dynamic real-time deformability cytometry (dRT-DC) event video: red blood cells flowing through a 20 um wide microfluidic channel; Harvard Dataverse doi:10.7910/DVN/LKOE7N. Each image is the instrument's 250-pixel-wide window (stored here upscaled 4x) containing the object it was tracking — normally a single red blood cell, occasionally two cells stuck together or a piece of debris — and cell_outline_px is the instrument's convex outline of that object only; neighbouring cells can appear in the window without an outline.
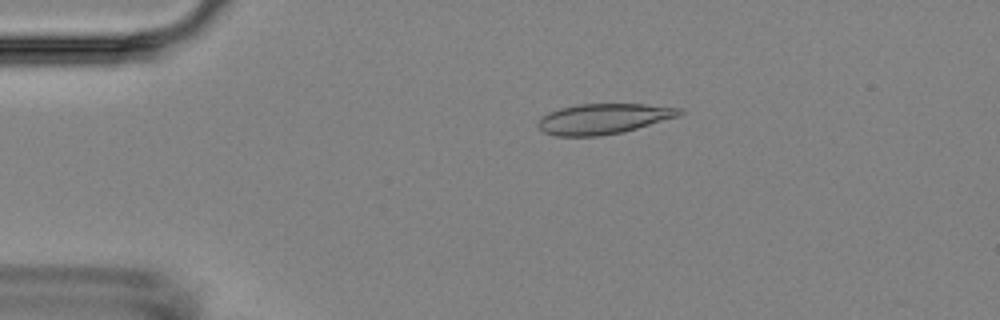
{"species": "Egyptian fruit bat (a non-hibernating species)", "species_latin": "Rousettus aegyptiacus", "temperature_condition": "room temperature", "stored_images_in_passage": 55, "camera_frame_rate_fps": 3000, "um_per_image_px": 0.085, "animal": {"sex": "female"}, "frame": {"image": 1, "passage_image": 11, "time_ms": 3.333, "image_size_px": [1000, 320], "cell_outline_px": [[684, 112], [680, 116], [624, 132], [600, 136], [556, 136], [544, 132], [536, 124], [540, 116], [548, 112], [560, 108], [576, 104], [644, 104], [684, 108]], "centroid_in_image_um": [51.31, 10.09], "position_along_channel_um": 33.7, "area_um2": 25.37}}
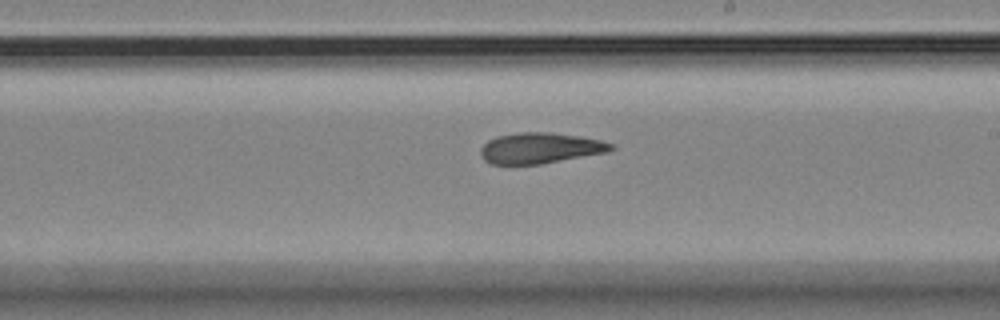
{"frame": {"image": 2, "passage_image": 32, "time_ms": 10.333, "image_size_px": [1000, 320], "cell_outline_px": [[616, 148], [608, 152], [540, 164], [492, 164], [484, 160], [480, 152], [480, 148], [488, 140], [496, 136], [520, 132], [552, 132], [580, 136], [600, 140], [616, 144]], "centroid_in_image_um": [45.94, 12.58], "position_along_channel_um": 243.1, "area_um2": 23.52}}
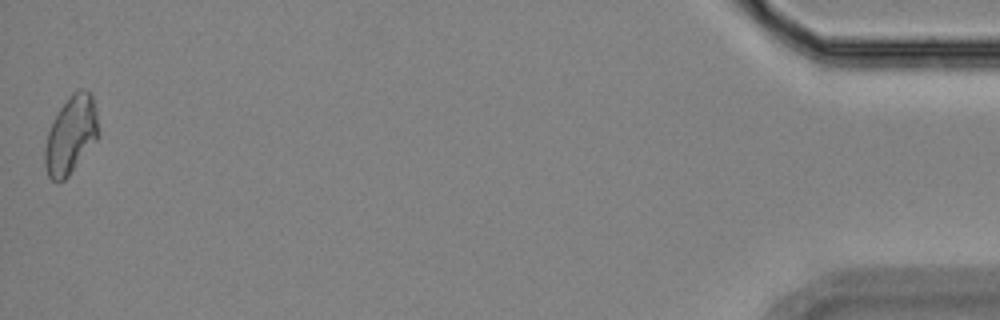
{"frame": {"image": 3, "passage_image": 55, "time_ms": 18.0, "image_size_px": [1000, 320], "cell_outline_px": [[100, 136], [68, 176], [60, 184], [52, 180], [48, 176], [44, 164], [44, 148], [48, 132], [60, 108], [68, 96], [72, 92], [80, 88], [92, 92], [96, 108]], "centroid_in_image_um": [6.04, 11.47], "position_along_channel_um": 429.2, "area_um2": 24.57}, "authors_computed_cell_mechanics": {"area_um2": 23.7558, "velocity_mm_per_s": 3.5968, "shape_relaxation_time_tau1_ms": null, "shape_relaxation_time_tau2_ms": 9.3548, "deformation_change_tau1": null, "deformation_change_tau2": 0.1752}}